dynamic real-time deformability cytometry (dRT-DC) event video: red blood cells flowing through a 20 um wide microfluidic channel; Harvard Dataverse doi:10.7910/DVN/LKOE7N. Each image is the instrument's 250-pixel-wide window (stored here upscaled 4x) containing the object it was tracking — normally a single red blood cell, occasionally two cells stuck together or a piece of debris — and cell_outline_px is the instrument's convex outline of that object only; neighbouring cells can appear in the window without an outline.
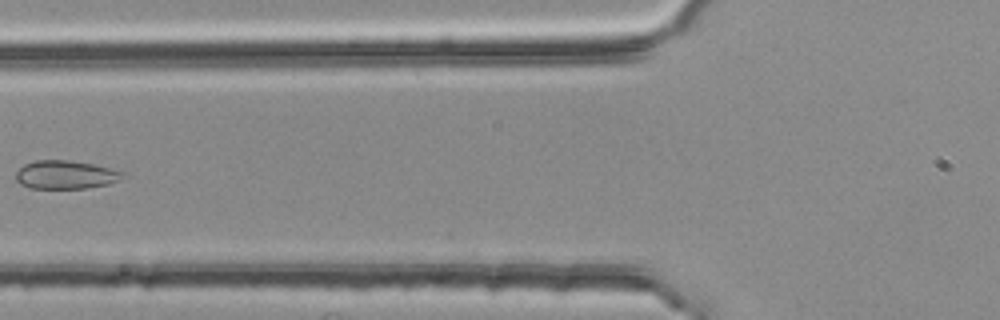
{"species": "common noctule bat (a hibernating species)", "species_latin": "Nyctalus noctula", "temperature_condition": "room temperature", "stored_images_in_passage": 5, "segment_of_instrument_passage": [2, 2], "camera_frame_rate_fps": 3000, "um_per_image_px": 0.085, "animal": {"sex": "female", "body_mass_g": 25.1}, "frame": {"image": 1, "passage_image": 5, "time_ms": 1.333, "image_size_px": [1000, 320], "cell_outline_px": [[124, 176], [108, 184], [88, 188], [32, 188], [20, 184], [16, 180], [16, 172], [24, 164], [36, 160], [68, 160], [92, 164], [124, 172]], "centroid_in_image_um": [5.54, 14.85], "position_along_channel_um": 120.3, "area_um2": 17.46}}